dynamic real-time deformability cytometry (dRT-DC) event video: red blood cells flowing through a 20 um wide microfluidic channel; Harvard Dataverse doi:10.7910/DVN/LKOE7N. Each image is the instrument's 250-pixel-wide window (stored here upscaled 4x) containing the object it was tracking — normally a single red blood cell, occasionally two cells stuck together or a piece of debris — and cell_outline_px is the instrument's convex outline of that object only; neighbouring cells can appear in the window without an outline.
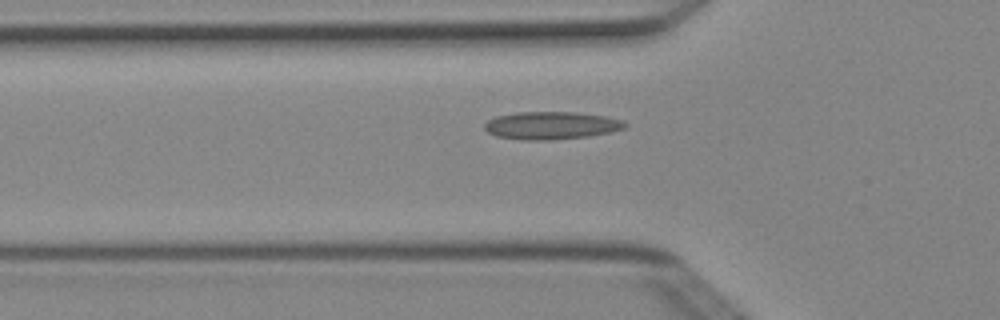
{"species": "Egyptian fruit bat (a non-hibernating species)", "species_latin": "Rousettus aegyptiacus", "temperature_condition": "cold", "stored_images_in_passage": 6, "camera_frame_rate_fps": 3000, "um_per_image_px": 0.085, "animal": {"sex": "female"}, "frame": {"image": 1, "passage_image": 5, "time_ms": 1.333, "image_size_px": [1000, 320], "cell_outline_px": [[628, 124], [624, 128], [612, 132], [588, 136], [552, 140], [524, 140], [496, 136], [488, 132], [484, 128], [484, 124], [488, 120], [496, 116], [516, 112], [572, 112], [604, 116], [624, 120]], "centroid_in_image_um": [46.86, 10.66], "position_along_channel_um": 78.9, "area_um2": 22.72}}
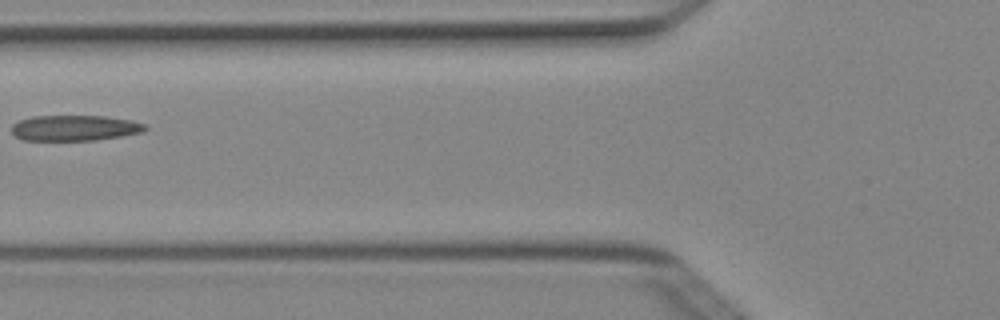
{"frame": {"image": 2, "passage_image": 6, "time_ms": 1.667, "image_size_px": [1000, 320], "cell_outline_px": [[148, 128], [144, 132], [96, 140], [24, 140], [16, 136], [12, 132], [12, 124], [20, 120], [32, 116], [104, 116], [132, 120], [144, 124]], "centroid_in_image_um": [6.36, 10.87], "position_along_channel_um": 119.4, "area_um2": 19.88}}